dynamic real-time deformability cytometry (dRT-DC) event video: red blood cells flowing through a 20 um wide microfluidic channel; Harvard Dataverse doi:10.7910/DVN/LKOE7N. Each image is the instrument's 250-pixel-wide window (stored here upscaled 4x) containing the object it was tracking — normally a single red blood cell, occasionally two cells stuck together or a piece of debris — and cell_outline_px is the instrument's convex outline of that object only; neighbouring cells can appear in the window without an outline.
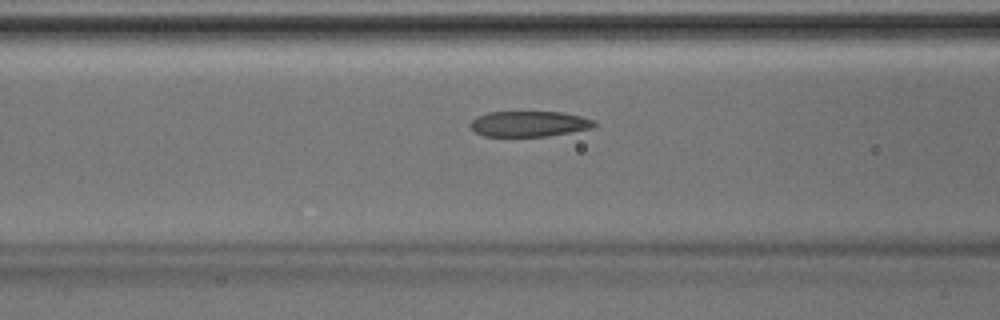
{"species": "Egyptian fruit bat (a non-hibernating species)", "species_latin": "Rousettus aegyptiacus", "temperature_condition": "room temperature", "stored_images_in_passage": 40, "camera_frame_rate_fps": 3000, "um_per_image_px": 0.085, "animal": {"sex": "male"}, "frame": {"image": 1, "passage_image": 18, "time_ms": 5.667, "image_size_px": [1000, 320], "cell_outline_px": [[596, 124], [592, 128], [548, 136], [484, 136], [476, 132], [468, 124], [476, 116], [488, 112], [564, 112], [596, 120]], "centroid_in_image_um": [44.97, 10.52], "position_along_channel_um": 121.6, "area_um2": 18.5}}
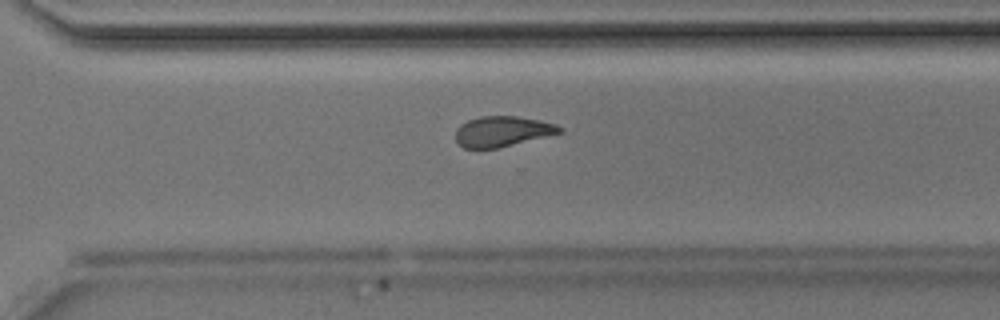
{"frame": {"image": 2, "passage_image": 32, "time_ms": 10.333, "image_size_px": [1000, 320], "cell_outline_px": [[564, 132], [496, 148], [464, 148], [456, 140], [456, 128], [460, 124], [468, 120], [480, 116], [516, 116], [540, 120], [556, 124], [564, 128]], "centroid_in_image_um": [42.72, 11.15], "position_along_channel_um": 327.9, "area_um2": 18.38}}
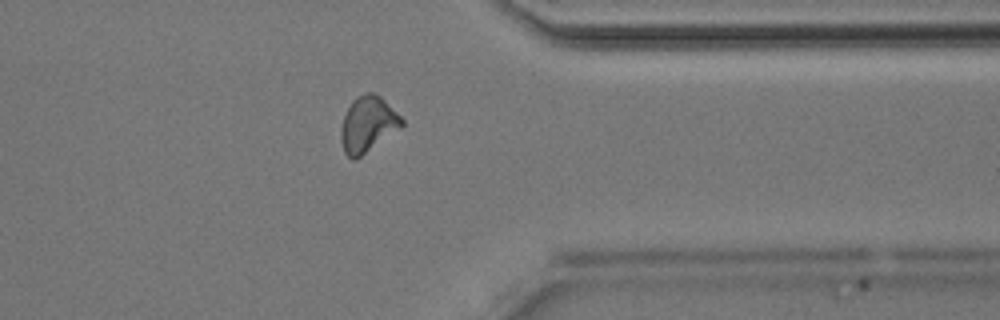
{"frame": {"image": 3, "passage_image": 36, "time_ms": 11.667, "image_size_px": [1000, 320], "cell_outline_px": [[404, 124], [400, 128], [356, 160], [352, 160], [344, 152], [340, 140], [340, 128], [344, 116], [352, 100], [356, 96], [364, 92], [372, 92], [380, 96], [404, 120]], "centroid_in_image_um": [31.23, 10.57], "position_along_channel_um": 380.2, "area_um2": 19.77}}